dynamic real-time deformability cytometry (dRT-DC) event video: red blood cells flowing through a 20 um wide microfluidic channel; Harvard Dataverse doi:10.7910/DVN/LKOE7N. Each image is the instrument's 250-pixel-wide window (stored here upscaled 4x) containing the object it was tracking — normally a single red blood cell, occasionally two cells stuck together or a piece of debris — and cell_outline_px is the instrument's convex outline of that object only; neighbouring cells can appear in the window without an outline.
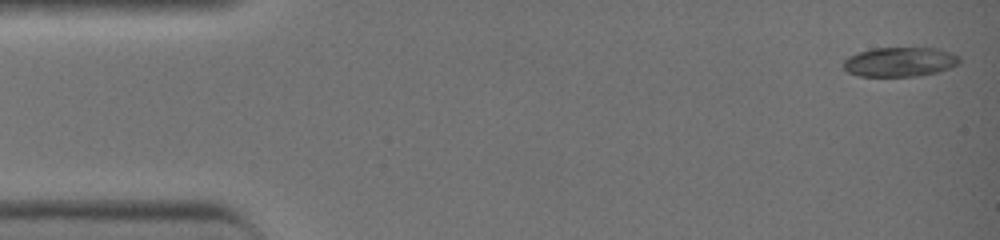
{"species": "common noctule bat (a hibernating species)", "species_latin": "Nyctalus noctula", "temperature_condition": "warm", "stored_images_in_passage": 41, "camera_frame_rate_fps": 3000, "um_per_image_px": 0.085, "animal": {"sex": "female", "body_mass_g": 19.0, "forearm_length_mm": 51.5}, "frame": {"image": 1, "passage_image": 1, "time_ms": 0.0, "image_size_px": [1000, 240], "cell_outline_px": [[960, 64], [940, 72], [916, 76], [860, 76], [848, 72], [844, 68], [844, 60], [848, 56], [872, 48], [936, 48], [960, 56]], "centroid_in_image_um": [76.52, 5.26], "position_along_channel_um": 8.5, "area_um2": 19.94}}
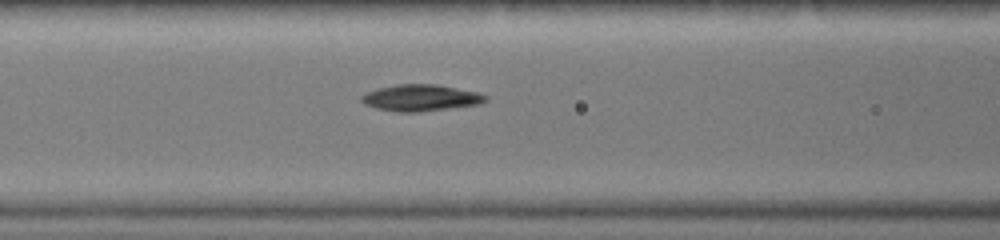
{"frame": {"image": 2, "passage_image": 17, "time_ms": 5.333, "image_size_px": [1000, 240], "cell_outline_px": [[488, 100], [480, 104], [416, 112], [396, 112], [376, 108], [364, 104], [360, 100], [360, 96], [368, 92], [380, 88], [396, 84], [436, 84], [480, 92], [488, 96]], "centroid_in_image_um": [35.78, 8.31], "position_along_channel_um": 130.8, "area_um2": 19.19}}
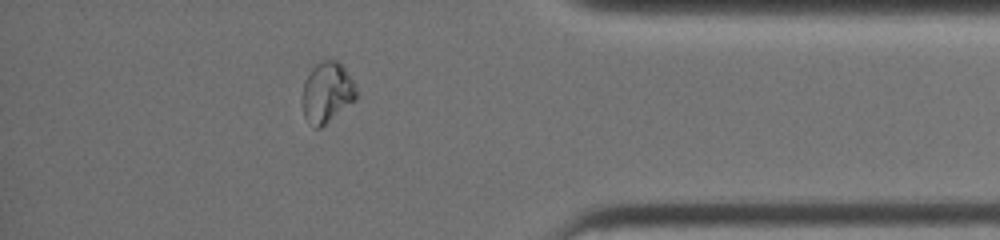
{"frame": {"image": 3, "passage_image": 36, "time_ms": 11.667, "image_size_px": [1000, 240], "cell_outline_px": [[356, 100], [320, 128], [316, 128], [304, 116], [300, 100], [304, 80], [312, 68], [320, 60], [336, 60], [344, 68], [352, 80], [356, 88]], "centroid_in_image_um": [27.76, 7.86], "position_along_channel_um": 407.4, "area_um2": 19.13}, "authors_computed_cell_mechanics": {"area_um2": 19.1318, "velocity_mm_per_s": 4.6172, "shape_relaxation_time_tau1_ms": 4.9594, "shape_relaxation_time_tau2_ms": null, "deformation_change_tau1": 0.208, "deformation_change_tau2": null}}